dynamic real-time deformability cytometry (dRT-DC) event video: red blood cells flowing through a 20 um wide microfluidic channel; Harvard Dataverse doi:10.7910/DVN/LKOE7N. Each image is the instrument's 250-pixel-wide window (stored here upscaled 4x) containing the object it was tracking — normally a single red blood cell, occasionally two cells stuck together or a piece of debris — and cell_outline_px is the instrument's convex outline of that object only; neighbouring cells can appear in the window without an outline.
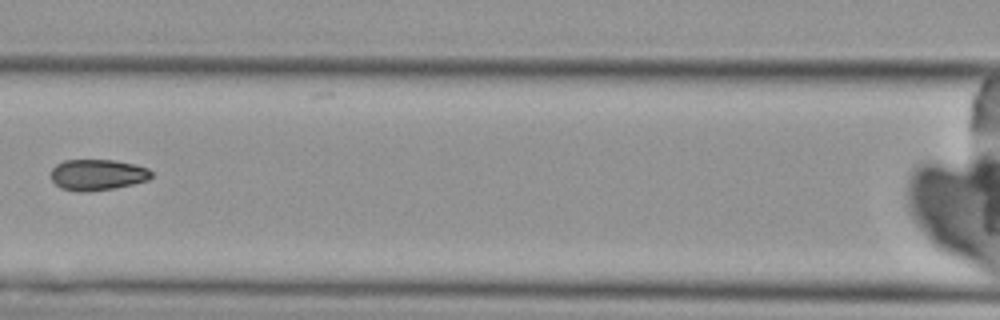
{"species": "Egyptian fruit bat (a non-hibernating species)", "species_latin": "Rousettus aegyptiacus", "temperature_condition": "cold", "stored_images_in_passage": 6, "camera_frame_rate_fps": 3000, "um_per_image_px": 0.085, "animal": {"sex": "female"}, "frame": {"image": 1, "passage_image": 6, "time_ms": 6.0, "image_size_px": [1000, 320], "cell_outline_px": [[152, 176], [148, 180], [132, 184], [112, 188], [88, 192], [80, 192], [60, 188], [52, 180], [52, 168], [56, 164], [64, 160], [116, 160], [136, 164], [148, 168], [152, 172]], "centroid_in_image_um": [8.29, 14.85], "position_along_channel_um": 158.3, "area_um2": 18.21}}